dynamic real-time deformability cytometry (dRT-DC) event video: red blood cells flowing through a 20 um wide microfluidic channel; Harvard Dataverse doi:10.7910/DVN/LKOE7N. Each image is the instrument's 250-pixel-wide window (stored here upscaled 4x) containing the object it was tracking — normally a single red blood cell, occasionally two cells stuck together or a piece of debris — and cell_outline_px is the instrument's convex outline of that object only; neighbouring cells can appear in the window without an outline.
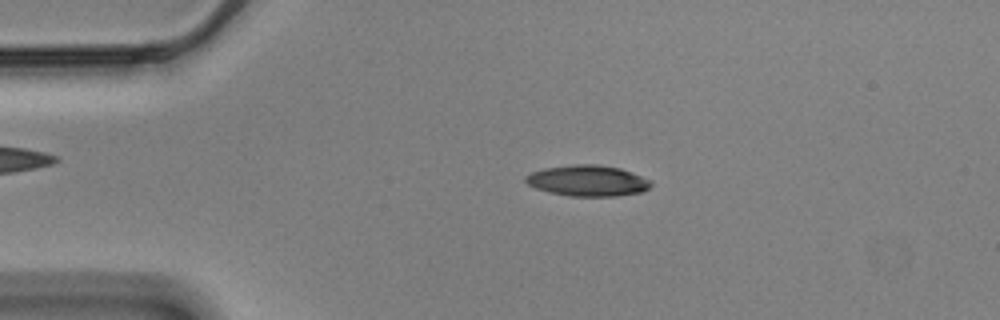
{"species": "Egyptian fruit bat (a non-hibernating species)", "species_latin": "Rousettus aegyptiacus", "temperature_condition": "cold", "stored_images_in_passage": 56, "camera_frame_rate_fps": 3000, "um_per_image_px": 0.085, "animal": {"sex": "male"}, "frame": {"image": 1, "passage_image": 11, "time_ms": 3.333, "image_size_px": [1000, 320], "cell_outline_px": [[652, 184], [648, 188], [640, 192], [616, 196], [568, 196], [548, 192], [536, 188], [528, 184], [524, 180], [524, 176], [532, 172], [544, 168], [572, 164], [596, 164], [620, 168], [632, 172], [652, 180]], "centroid_in_image_um": [49.94, 15.35], "position_along_channel_um": 35.1, "area_um2": 22.72}}
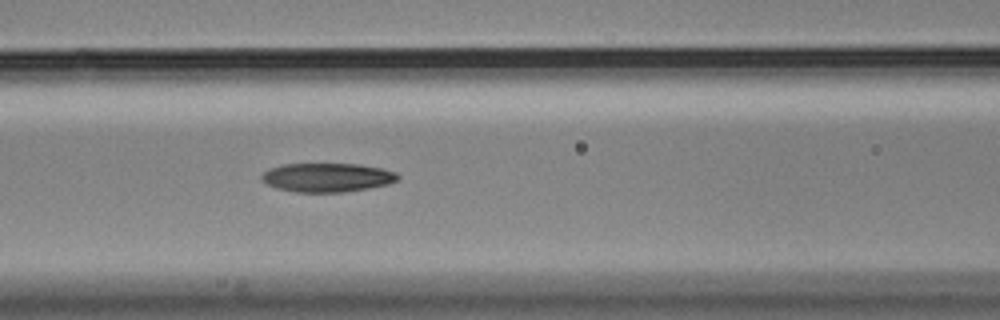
{"frame": {"image": 2, "passage_image": 23, "time_ms": 7.333, "image_size_px": [1000, 320], "cell_outline_px": [[400, 176], [396, 180], [388, 184], [368, 188], [344, 192], [296, 192], [276, 188], [260, 180], [260, 176], [268, 168], [284, 164], [360, 164], [380, 168], [396, 172]], "centroid_in_image_um": [27.78, 15.08], "position_along_channel_um": 138.8, "area_um2": 22.95}}
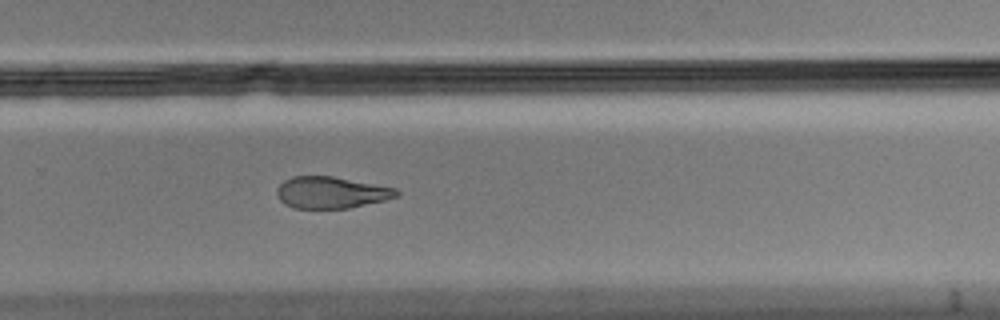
{"frame": {"image": 3, "passage_image": 37, "time_ms": 12.0, "image_size_px": [1000, 320], "cell_outline_px": [[400, 192], [396, 196], [384, 200], [348, 208], [292, 208], [284, 204], [280, 200], [276, 192], [276, 188], [284, 180], [292, 176], [332, 176], [396, 188]], "centroid_in_image_um": [28.1, 16.36], "position_along_channel_um": 301.7, "area_um2": 21.96}, "authors_computed_cell_mechanics": {"area_um2": 23.2067, "velocity_mm_per_s": 3.4972, "shape_relaxation_time_tau1_ms": 9.3957, "shape_relaxation_time_tau2_ms": 6.3265, "deformation_change_tau1": 0.1889, "deformation_change_tau2": 0.153}}